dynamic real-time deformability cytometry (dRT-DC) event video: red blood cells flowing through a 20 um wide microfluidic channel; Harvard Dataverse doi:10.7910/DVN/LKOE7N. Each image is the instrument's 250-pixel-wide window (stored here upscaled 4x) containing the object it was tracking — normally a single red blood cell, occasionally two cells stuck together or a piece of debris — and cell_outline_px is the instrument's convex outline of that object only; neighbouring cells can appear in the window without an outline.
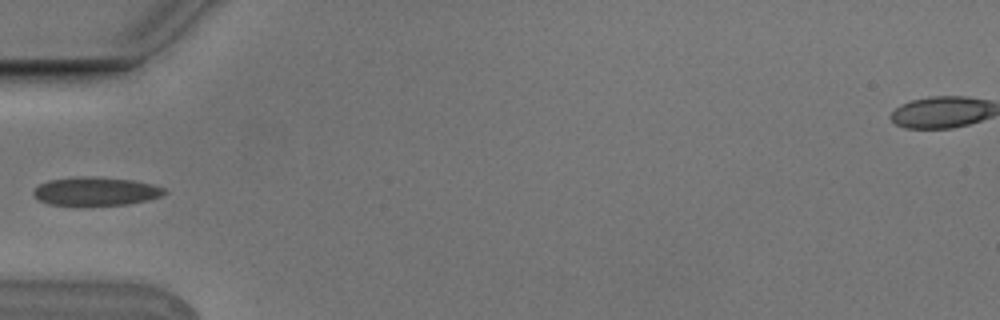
{"species": "Egyptian fruit bat (a non-hibernating species)", "species_latin": "Rousettus aegyptiacus", "temperature_condition": "cold", "stored_images_in_passage": 1, "camera_frame_rate_fps": 3000, "um_per_image_px": 0.085, "animal": {"sex": "male"}, "frame": {"image": 1, "passage_image": 1, "time_ms": 0.0, "image_size_px": [1000, 320], "cell_outline_px": [[168, 192], [160, 196], [148, 200], [128, 204], [84, 208], [76, 208], [48, 204], [32, 196], [32, 192], [40, 184], [48, 180], [80, 176], [96, 176], [132, 180], [152, 184], [164, 188]], "centroid_in_image_um": [8.09, 16.31], "position_along_channel_um": 76.9, "area_um2": 22.77}}